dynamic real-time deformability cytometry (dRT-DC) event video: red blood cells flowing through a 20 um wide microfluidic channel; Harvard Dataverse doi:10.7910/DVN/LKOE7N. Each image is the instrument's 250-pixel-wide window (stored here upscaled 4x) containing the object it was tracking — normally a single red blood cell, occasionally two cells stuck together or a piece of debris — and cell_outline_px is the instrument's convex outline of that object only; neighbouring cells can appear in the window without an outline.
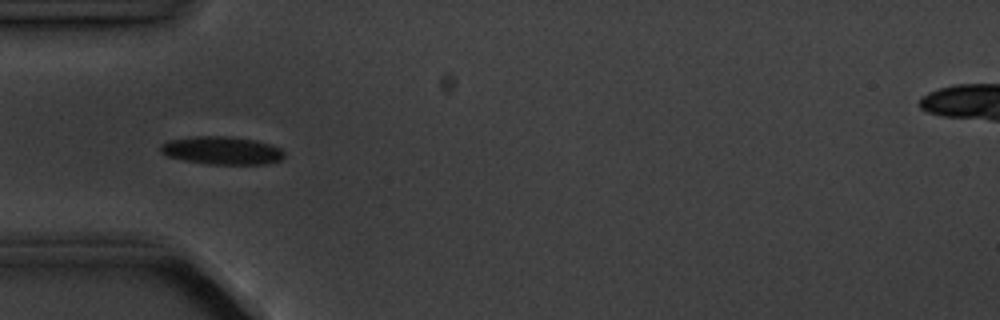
{"species": "common noctule bat (a hibernating species)", "species_latin": "Nyctalus noctula", "temperature_condition": "cold", "stored_images_in_passage": 2, "camera_frame_rate_fps": 3000, "um_per_image_px": 0.085, "animal": {"sex": "male", "body_mass_g": 20.1, "forearm_length_mm": 53.5}, "frame": {"image": 1, "passage_image": 1, "time_ms": 0.0, "image_size_px": [1000, 320], "cell_outline_px": [[284, 156], [280, 160], [268, 164], [208, 164], [184, 160], [168, 156], [160, 152], [160, 144], [168, 140], [196, 136], [228, 136], [256, 140], [272, 144], [280, 148], [284, 152]], "centroid_in_image_um": [18.87, 12.79], "position_along_channel_um": 66.1, "area_um2": 20.29}}
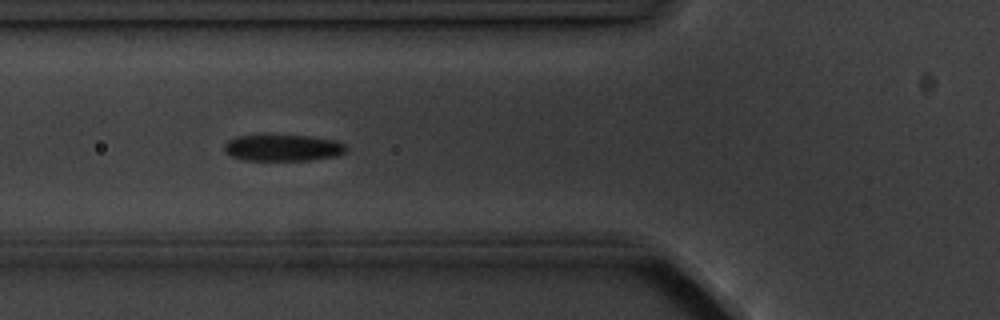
{"frame": {"image": 2, "passage_image": 2, "time_ms": 1.0, "image_size_px": [1000, 320], "cell_outline_px": [[348, 148], [344, 152], [336, 156], [312, 160], [244, 160], [232, 156], [224, 152], [224, 144], [228, 140], [236, 136], [264, 132], [308, 136], [336, 140], [344, 144]], "centroid_in_image_um": [23.99, 12.51], "position_along_channel_um": 101.8, "area_um2": 19.71}}